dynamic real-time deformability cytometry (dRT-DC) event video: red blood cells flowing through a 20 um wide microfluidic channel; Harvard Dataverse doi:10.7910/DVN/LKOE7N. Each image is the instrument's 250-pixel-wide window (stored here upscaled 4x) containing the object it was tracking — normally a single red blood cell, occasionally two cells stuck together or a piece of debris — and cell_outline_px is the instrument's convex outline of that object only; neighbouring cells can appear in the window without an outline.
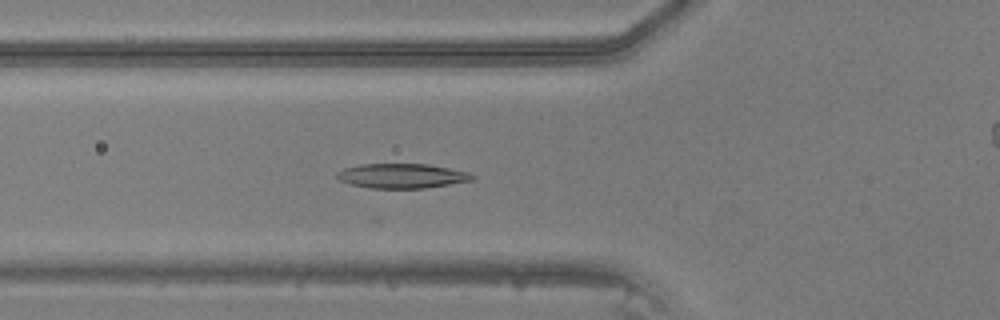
{"species": "common noctule bat (a hibernating species)", "species_latin": "Nyctalus noctula", "temperature_condition": "warm", "stored_images_in_passage": 21, "camera_frame_rate_fps": 3000, "um_per_image_px": 0.085, "animal": {"sex": "male", "body_mass_g": 20.5, "forearm_length_mm": 52.5}, "frame": {"image": 1, "passage_image": 4, "time_ms": 1.0, "image_size_px": [1000, 320], "cell_outline_px": [[476, 176], [472, 180], [424, 188], [368, 188], [352, 184], [340, 180], [336, 176], [336, 172], [344, 168], [360, 164], [428, 164], [468, 172]], "centroid_in_image_um": [34.13, 14.94], "position_along_channel_um": 91.7, "area_um2": 19.25}}
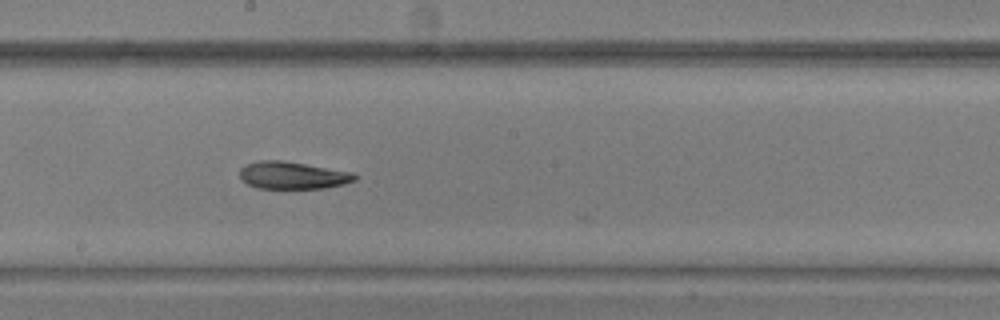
{"frame": {"image": 2, "passage_image": 13, "time_ms": 4.0, "image_size_px": [1000, 320], "cell_outline_px": [[356, 180], [344, 184], [324, 188], [256, 188], [240, 180], [240, 168], [244, 164], [260, 160], [280, 160], [352, 172], [356, 176]], "centroid_in_image_um": [24.82, 14.9], "position_along_channel_um": 223.4, "area_um2": 18.26}}
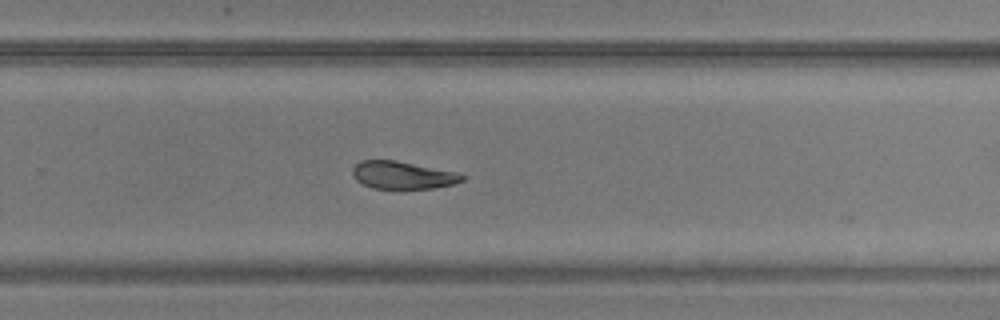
{"frame": {"image": 3, "passage_image": 18, "time_ms": 5.667, "image_size_px": [1000, 320], "cell_outline_px": [[464, 180], [452, 184], [432, 188], [372, 188], [356, 180], [352, 176], [352, 168], [360, 160], [396, 160], [456, 172], [464, 176]], "centroid_in_image_um": [34.18, 14.87], "position_along_channel_um": 295.6, "area_um2": 17.46}}